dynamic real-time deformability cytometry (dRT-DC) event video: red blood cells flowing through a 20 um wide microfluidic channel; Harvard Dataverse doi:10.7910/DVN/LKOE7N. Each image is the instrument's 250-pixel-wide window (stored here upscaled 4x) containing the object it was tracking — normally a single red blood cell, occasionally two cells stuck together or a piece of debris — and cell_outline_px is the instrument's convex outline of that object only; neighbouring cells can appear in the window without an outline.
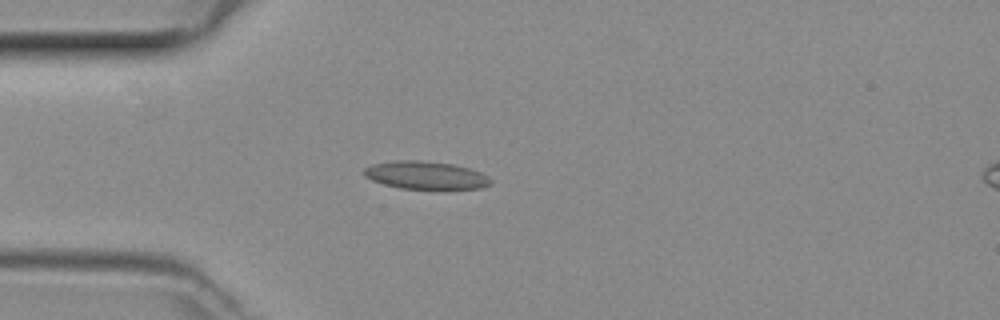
{"species": "common noctule bat (a hibernating species)", "species_latin": "Nyctalus noctula", "temperature_condition": "room temperature", "stored_images_in_passage": 42, "camera_frame_rate_fps": 3000, "um_per_image_px": 0.085, "animal": {"sex": "female", "body_mass_g": 29.2, "forearm_length_mm": 56.3}, "frame": {"image": 1, "passage_image": 7, "time_ms": 2.0, "image_size_px": [1000, 320], "cell_outline_px": [[492, 184], [480, 188], [400, 188], [384, 184], [372, 180], [364, 176], [364, 168], [372, 164], [396, 160], [416, 160], [452, 164], [468, 168], [480, 172], [488, 176], [492, 180]], "centroid_in_image_um": [36.17, 14.88], "position_along_channel_um": 48.8, "area_um2": 20.29}}
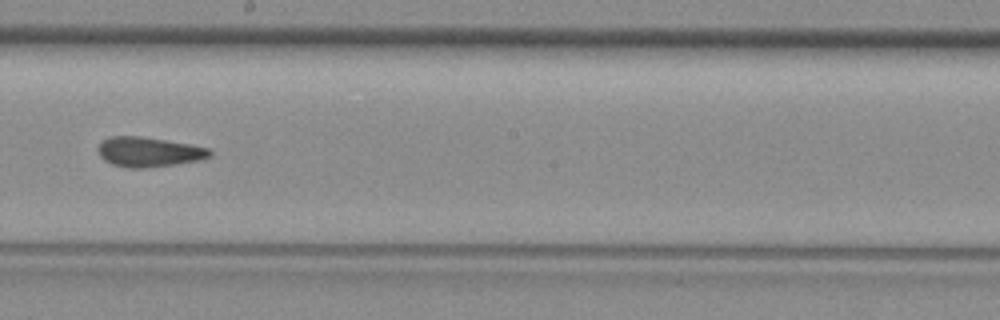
{"frame": {"image": 2, "passage_image": 21, "time_ms": 6.667, "image_size_px": [1000, 320], "cell_outline_px": [[212, 156], [196, 160], [176, 164], [144, 168], [124, 168], [112, 164], [104, 160], [100, 156], [96, 148], [104, 140], [112, 136], [140, 136], [192, 144], [208, 148], [212, 152]], "centroid_in_image_um": [12.63, 12.92], "position_along_channel_um": 235.6, "area_um2": 19.42}}
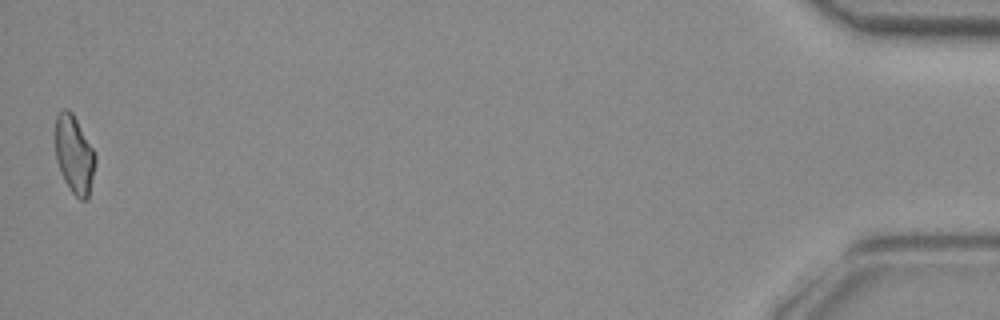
{"frame": {"image": 3, "passage_image": 42, "time_ms": 13.667, "image_size_px": [1000, 320], "cell_outline_px": [[96, 160], [88, 200], [80, 200], [72, 192], [64, 180], [56, 160], [56, 116], [64, 108], [68, 108], [72, 112], [92, 148], [96, 156]], "centroid_in_image_um": [6.31, 13.16], "position_along_channel_um": 428.9, "area_um2": 17.92}}